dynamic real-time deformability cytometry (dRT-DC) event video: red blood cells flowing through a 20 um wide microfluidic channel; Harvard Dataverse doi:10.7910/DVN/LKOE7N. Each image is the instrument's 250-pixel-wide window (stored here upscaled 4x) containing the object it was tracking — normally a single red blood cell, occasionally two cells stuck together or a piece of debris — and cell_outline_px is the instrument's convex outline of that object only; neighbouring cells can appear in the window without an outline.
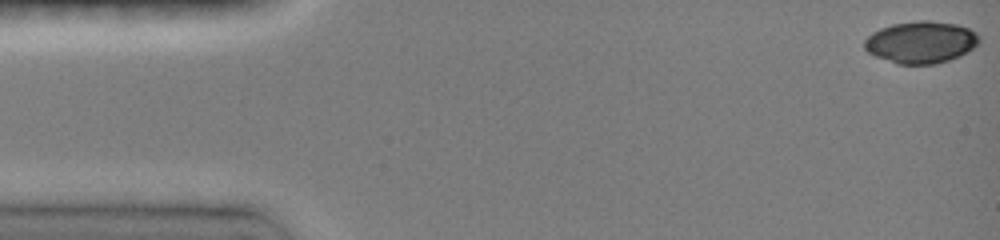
{"species": "common noctule bat (a hibernating species)", "species_latin": "Nyctalus noctula", "temperature_condition": "room temperature", "stored_images_in_passage": 14, "camera_frame_rate_fps": 3000, "um_per_image_px": 0.085, "animal": {"sex": "female", "body_mass_g": 19.0, "forearm_length_mm": 51.5}, "frame": {"image": 1, "passage_image": 1, "time_ms": 0.0, "image_size_px": [1000, 240], "cell_outline_px": [[980, 40], [972, 48], [960, 56], [936, 64], [896, 64], [876, 56], [868, 52], [864, 48], [864, 40], [872, 32], [880, 28], [892, 24], [920, 20], [928, 20], [956, 24], [968, 28], [976, 32], [980, 36]], "centroid_in_image_um": [78.27, 3.58], "position_along_channel_um": 6.7, "area_um2": 28.09}}
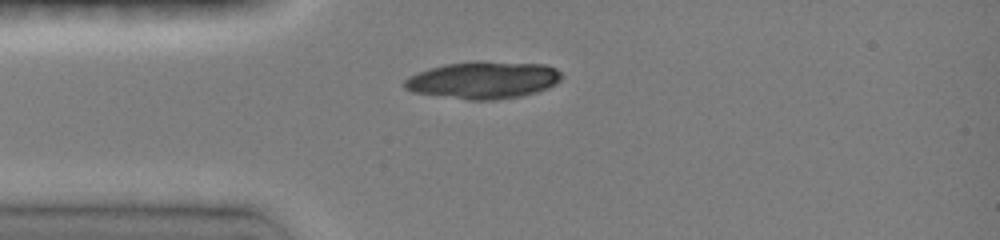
{"frame": {"image": 2, "passage_image": 6, "time_ms": 3.667, "image_size_px": [1000, 240], "cell_outline_px": [[560, 80], [556, 84], [548, 88], [524, 96], [492, 100], [468, 100], [412, 92], [404, 88], [404, 80], [408, 76], [428, 68], [444, 64], [476, 60], [484, 60], [544, 64], [556, 68], [560, 72]], "centroid_in_image_um": [41.07, 6.79], "position_along_channel_um": 43.9, "area_um2": 34.62}}